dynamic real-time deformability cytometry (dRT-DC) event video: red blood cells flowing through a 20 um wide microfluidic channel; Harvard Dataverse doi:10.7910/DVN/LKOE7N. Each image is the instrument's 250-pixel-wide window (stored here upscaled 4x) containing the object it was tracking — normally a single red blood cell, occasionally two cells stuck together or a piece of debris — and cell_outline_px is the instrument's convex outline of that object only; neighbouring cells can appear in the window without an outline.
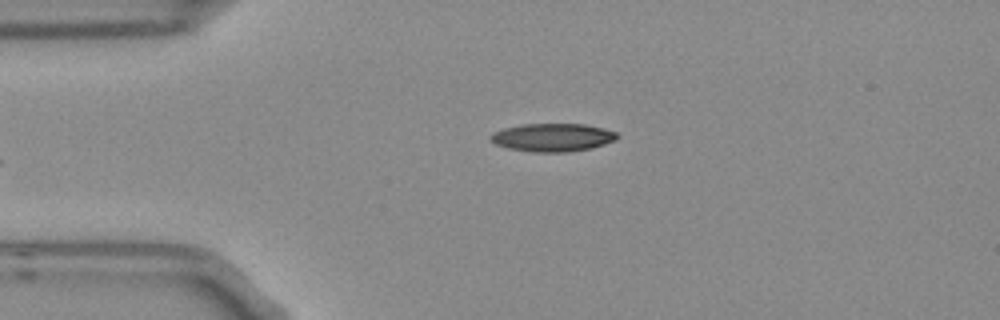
{"species": "Egyptian fruit bat (a non-hibernating species)", "species_latin": "Rousettus aegyptiacus", "temperature_condition": "room temperature", "stored_images_in_passage": 5, "camera_frame_rate_fps": 3000, "um_per_image_px": 0.085, "frame": {"image": 1, "passage_image": 5, "time_ms": 1.333, "image_size_px": [1000, 320], "cell_outline_px": [[620, 136], [616, 140], [592, 148], [568, 152], [532, 152], [508, 148], [496, 144], [492, 140], [492, 136], [496, 132], [504, 128], [524, 124], [584, 124], [604, 128], [616, 132]], "centroid_in_image_um": [47.05, 11.68], "position_along_channel_um": 38.0, "area_um2": 20.58}}